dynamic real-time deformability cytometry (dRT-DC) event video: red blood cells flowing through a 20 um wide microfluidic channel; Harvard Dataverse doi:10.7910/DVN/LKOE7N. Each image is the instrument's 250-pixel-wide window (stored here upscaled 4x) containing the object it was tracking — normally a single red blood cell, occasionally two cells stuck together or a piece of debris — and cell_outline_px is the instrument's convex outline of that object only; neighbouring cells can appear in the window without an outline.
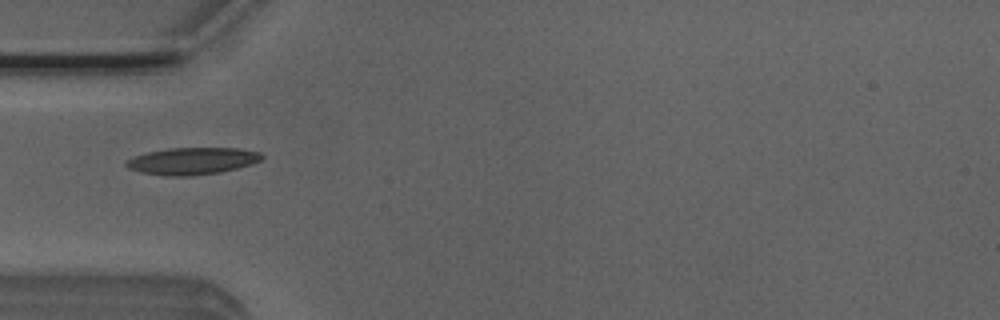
{"species": "Egyptian fruit bat (a non-hibernating species)", "species_latin": "Rousettus aegyptiacus", "temperature_condition": "room temperature", "stored_images_in_passage": 38, "camera_frame_rate_fps": 3000, "um_per_image_px": 0.085, "animal": {"sex": "male"}, "frame": {"image": 1, "passage_image": 1, "time_ms": 0.0, "image_size_px": [1000, 320], "cell_outline_px": [[264, 156], [260, 160], [252, 164], [220, 172], [188, 176], [168, 176], [140, 172], [128, 168], [124, 164], [124, 160], [148, 152], [168, 148], [236, 148], [260, 152]], "centroid_in_image_um": [16.32, 13.68], "position_along_channel_um": 68.7, "area_um2": 21.27}}
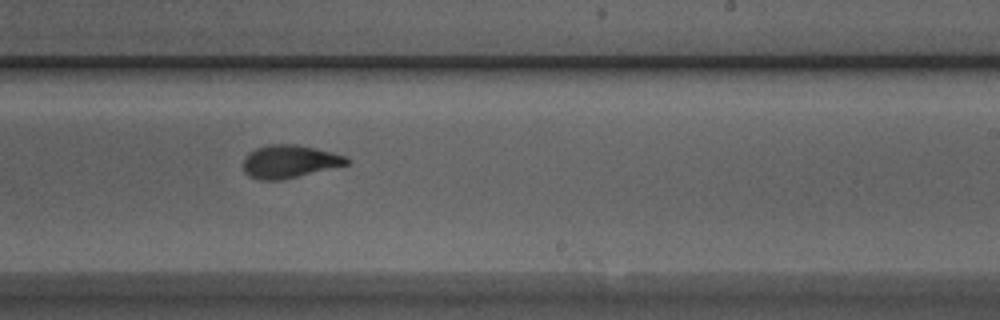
{"frame": {"image": 2, "passage_image": 16, "time_ms": 5.0, "image_size_px": [1000, 320], "cell_outline_px": [[352, 160], [348, 164], [280, 180], [260, 180], [248, 176], [244, 172], [244, 156], [248, 152], [256, 148], [268, 144], [296, 144], [316, 148], [348, 156]], "centroid_in_image_um": [24.6, 13.71], "position_along_channel_um": 264.4, "area_um2": 19.94}}
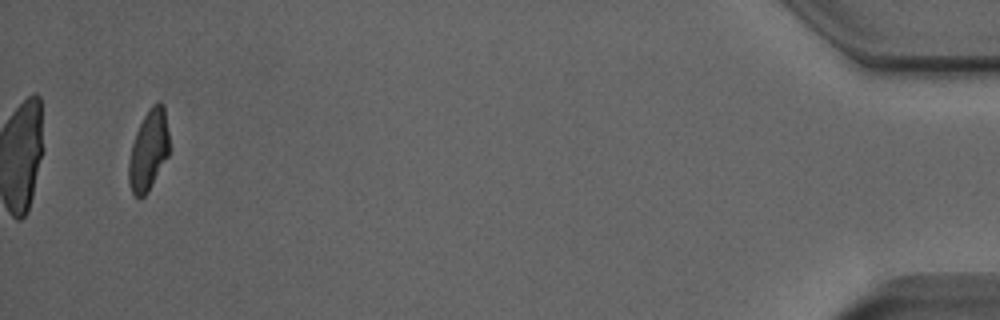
{"frame": {"image": 3, "passage_image": 35, "time_ms": 11.333, "image_size_px": [1000, 320], "cell_outline_px": [[168, 156], [148, 192], [140, 200], [132, 192], [128, 184], [128, 160], [132, 144], [136, 132], [144, 116], [152, 104], [156, 100], [160, 100], [164, 104], [168, 132]], "centroid_in_image_um": [12.61, 12.77], "position_along_channel_um": 422.6, "area_um2": 19.13}, "authors_computed_cell_mechanics": {"area_um2": 19.7387, "velocity_mm_per_s": 3.9068, "shape_relaxation_time_tau1_ms": 2.9663, "shape_relaxation_time_tau2_ms": 1.1221, "deformation_change_tau1": 0.174, "deformation_change_tau2": 0.0828}}